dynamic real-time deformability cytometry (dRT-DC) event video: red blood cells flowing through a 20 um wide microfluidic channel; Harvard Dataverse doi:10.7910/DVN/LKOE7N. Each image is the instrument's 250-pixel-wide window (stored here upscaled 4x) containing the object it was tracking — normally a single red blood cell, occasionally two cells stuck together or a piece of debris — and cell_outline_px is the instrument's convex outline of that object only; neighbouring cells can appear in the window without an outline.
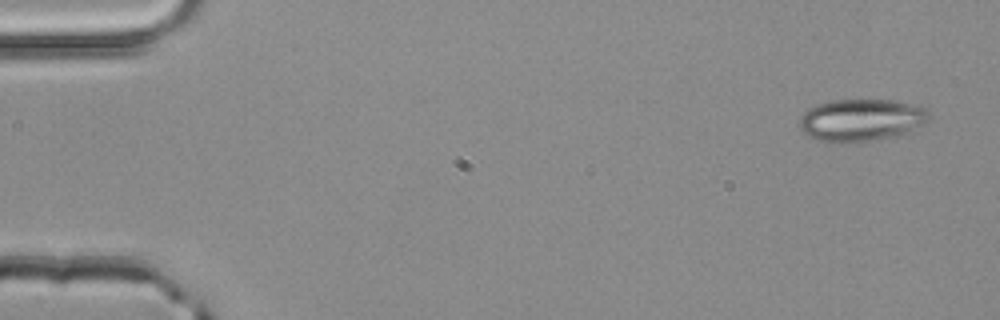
{"species": "common noctule bat (a hibernating species)", "species_latin": "Nyctalus noctula", "temperature_condition": "room temperature", "stored_images_in_passage": 4, "camera_frame_rate_fps": 3000, "um_per_image_px": 0.085, "animal": {"sex": "male", "body_mass_g": 20.4}, "frame": {"image": 1, "passage_image": 1, "time_ms": 0.0, "image_size_px": [1000, 320], "cell_outline_px": [[928, 120], [924, 124], [908, 132], [896, 136], [872, 140], [840, 144], [832, 144], [816, 140], [808, 136], [800, 128], [800, 116], [808, 108], [816, 104], [832, 100], [888, 100], [920, 104], [928, 112]], "centroid_in_image_um": [73.18, 10.22], "position_along_channel_um": 11.8, "area_um2": 32.37}}